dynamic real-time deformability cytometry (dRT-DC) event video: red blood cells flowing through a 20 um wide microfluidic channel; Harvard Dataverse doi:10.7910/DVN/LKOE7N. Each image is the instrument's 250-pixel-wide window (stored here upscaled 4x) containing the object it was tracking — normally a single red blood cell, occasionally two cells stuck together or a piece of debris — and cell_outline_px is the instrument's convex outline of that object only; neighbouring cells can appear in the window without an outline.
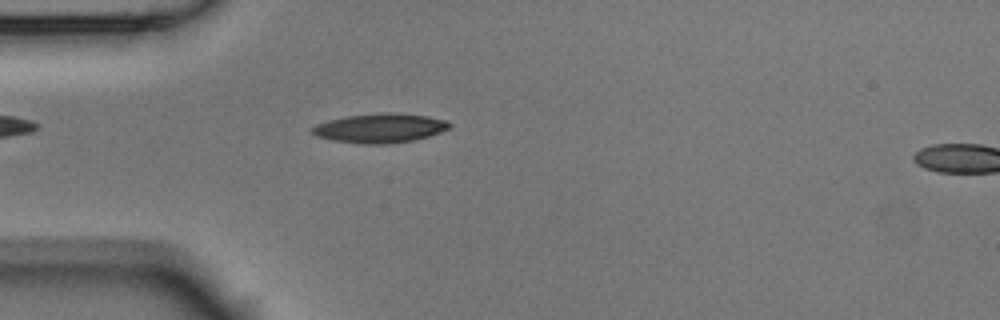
{"species": "Egyptian fruit bat (a non-hibernating species)", "species_latin": "Rousettus aegyptiacus", "temperature_condition": "room temperature", "stored_images_in_passage": 4, "segment_of_instrument_passage": [1, 2], "camera_frame_rate_fps": 3000, "um_per_image_px": 0.085, "animal": {"sex": "male"}, "frame": {"image": 1, "passage_image": 3, "time_ms": 0.667, "image_size_px": [1000, 320], "cell_outline_px": [[452, 124], [448, 128], [440, 132], [428, 136], [412, 140], [388, 144], [364, 144], [332, 140], [316, 136], [308, 132], [308, 128], [316, 124], [328, 120], [344, 116], [428, 116], [444, 120]], "centroid_in_image_um": [32.18, 10.95], "position_along_channel_um": 52.8, "area_um2": 22.25}}